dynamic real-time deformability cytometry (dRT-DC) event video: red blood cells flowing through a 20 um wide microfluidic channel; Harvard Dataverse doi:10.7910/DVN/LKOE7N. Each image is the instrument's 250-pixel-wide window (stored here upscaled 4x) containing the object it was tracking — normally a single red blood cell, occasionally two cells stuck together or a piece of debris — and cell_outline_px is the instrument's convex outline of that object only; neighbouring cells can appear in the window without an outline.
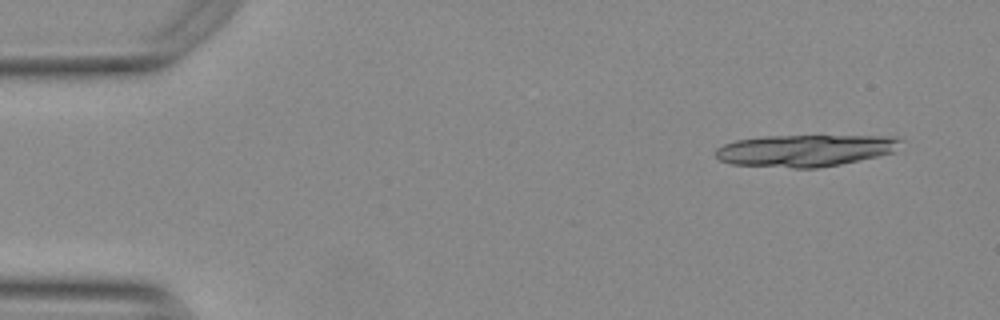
{"species": "Egyptian fruit bat (a non-hibernating species)", "species_latin": "Rousettus aegyptiacus", "temperature_condition": "warm", "stored_images_in_passage": 14, "camera_frame_rate_fps": 3000, "um_per_image_px": 0.085, "animal": {"sex": "female"}, "frame": {"image": 1, "passage_image": 1, "time_ms": 0.0, "image_size_px": [1000, 320], "cell_outline_px": [[904, 140], [892, 152], [876, 156], [840, 164], [816, 168], [792, 168], [732, 164], [720, 160], [716, 156], [716, 148], [724, 144], [736, 140], [764, 136], [896, 136]], "centroid_in_image_um": [68.42, 12.78], "position_along_channel_um": 16.6, "area_um2": 34.22}}